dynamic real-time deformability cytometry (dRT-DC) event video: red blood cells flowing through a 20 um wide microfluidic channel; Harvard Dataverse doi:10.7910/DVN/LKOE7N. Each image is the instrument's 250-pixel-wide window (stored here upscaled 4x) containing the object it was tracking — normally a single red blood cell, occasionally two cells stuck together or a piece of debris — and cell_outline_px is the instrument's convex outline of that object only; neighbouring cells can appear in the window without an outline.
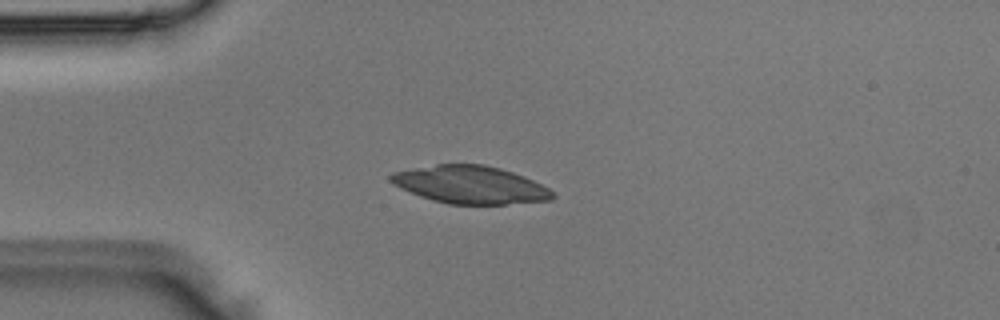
{"species": "Egyptian fruit bat (a non-hibernating species)", "species_latin": "Rousettus aegyptiacus", "temperature_condition": "room temperature", "stored_images_in_passage": 4, "camera_frame_rate_fps": 3000, "um_per_image_px": 0.085, "animal": {"sex": "male"}, "frame": {"image": 1, "passage_image": 4, "time_ms": 1.0, "image_size_px": [1000, 320], "cell_outline_px": [[556, 196], [552, 200], [504, 204], [448, 204], [432, 200], [420, 196], [400, 188], [388, 180], [388, 176], [392, 172], [436, 164], [484, 164], [500, 168], [524, 176], [548, 188]], "centroid_in_image_um": [39.95, 15.7], "position_along_channel_um": 45.1, "area_um2": 35.55}}